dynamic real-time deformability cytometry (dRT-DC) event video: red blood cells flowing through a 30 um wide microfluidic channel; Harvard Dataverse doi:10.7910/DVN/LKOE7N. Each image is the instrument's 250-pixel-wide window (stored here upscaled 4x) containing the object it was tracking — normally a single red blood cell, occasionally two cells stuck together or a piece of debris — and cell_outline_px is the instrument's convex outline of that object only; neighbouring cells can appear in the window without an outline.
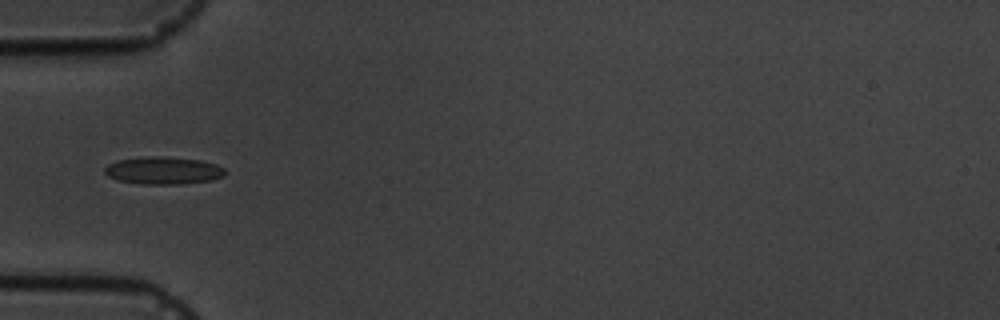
{"species": "common noctule bat (a hibernating species)", "species_latin": "Nyctalus noctula", "temperature_condition": "cold", "stored_images_in_passage": 7, "camera_frame_rate_fps": 3000, "um_per_image_px": 0.085, "animal": {"sex": "male", "body_mass_g": 19.5, "forearm_length_mm": 54.6}, "frame": {"image": 1, "passage_image": 4, "time_ms": 3.667, "image_size_px": [1000, 320], "cell_outline_px": [[224, 176], [212, 180], [180, 184], [144, 184], [116, 180], [108, 176], [104, 172], [104, 168], [108, 164], [116, 160], [156, 156], [160, 156], [200, 160], [216, 164], [224, 168]], "centroid_in_image_um": [13.87, 14.5], "position_along_channel_um": 71.1, "area_um2": 19.19}}
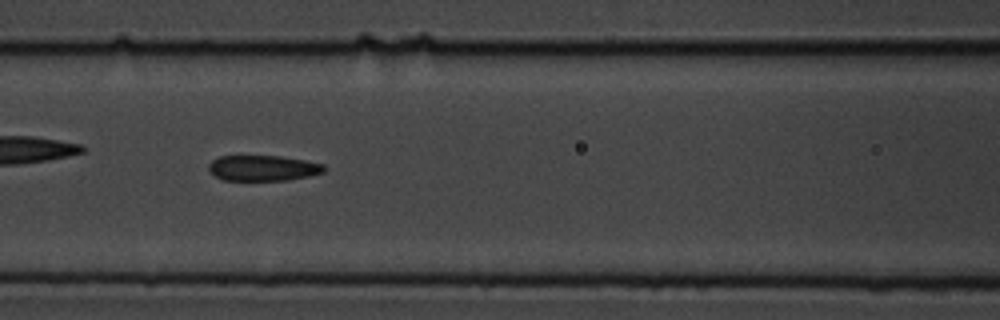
{"frame": {"image": 2, "passage_image": 6, "time_ms": 5.667, "image_size_px": [1000, 320], "cell_outline_px": [[324, 172], [308, 176], [288, 180], [220, 180], [208, 168], [208, 164], [212, 160], [220, 156], [280, 156], [304, 160], [324, 164]], "centroid_in_image_um": [22.34, 14.28], "position_along_channel_um": 144.3, "area_um2": 17.11}}
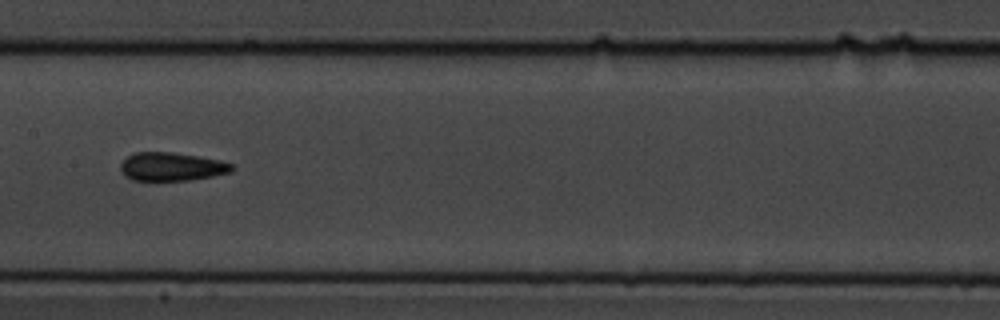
{"frame": {"image": 3, "passage_image": 7, "time_ms": 7.0, "image_size_px": [1000, 320], "cell_outline_px": [[232, 172], [212, 176], [188, 180], [132, 180], [124, 176], [120, 168], [120, 164], [128, 156], [136, 152], [172, 152], [220, 160], [232, 164]], "centroid_in_image_um": [14.56, 14.17], "position_along_channel_um": 192.8, "area_um2": 18.26}}